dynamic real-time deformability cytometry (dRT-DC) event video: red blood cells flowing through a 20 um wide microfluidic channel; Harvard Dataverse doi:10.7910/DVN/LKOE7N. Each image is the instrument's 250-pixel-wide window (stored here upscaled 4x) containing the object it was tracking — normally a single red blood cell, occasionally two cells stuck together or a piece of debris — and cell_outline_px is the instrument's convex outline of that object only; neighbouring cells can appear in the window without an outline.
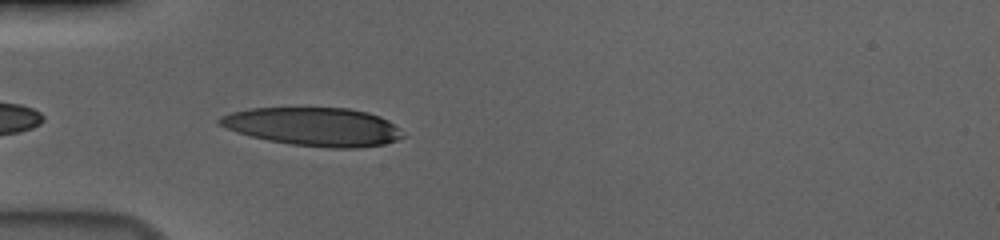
{"species": "human", "species_latin": "Homo sapiens", "temperature_condition": "cold", "stored_images_in_passage": 38, "camera_frame_rate_fps": 3000, "um_per_image_px": 0.085, "donor": {"sex": "male"}, "frame": {"image": 1, "passage_image": 2, "time_ms": 0.333, "image_size_px": [1000, 240], "cell_outline_px": [[404, 136], [396, 140], [384, 144], [356, 148], [328, 148], [292, 144], [268, 140], [236, 132], [216, 124], [216, 120], [220, 116], [232, 112], [252, 108], [348, 108], [368, 112], [380, 116], [388, 120], [400, 128]], "centroid_in_image_um": [26.65, 10.76], "position_along_channel_um": 58.4, "area_um2": 41.04}}
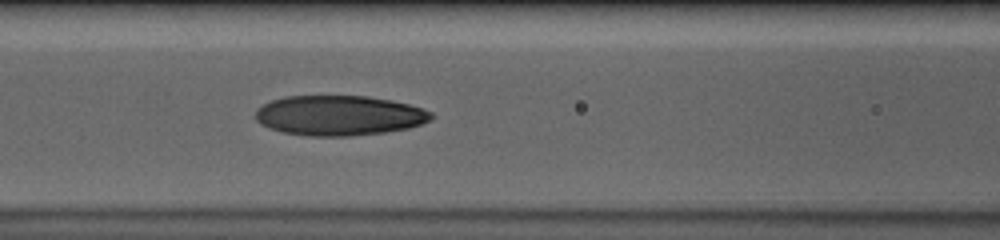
{"frame": {"image": 2, "passage_image": 9, "time_ms": 2.667, "image_size_px": [1000, 240], "cell_outline_px": [[432, 120], [408, 128], [384, 132], [348, 136], [308, 136], [284, 132], [268, 128], [260, 124], [256, 120], [256, 112], [264, 104], [272, 100], [284, 96], [368, 96], [392, 100], [424, 108], [432, 112]], "centroid_in_image_um": [28.84, 9.81], "position_along_channel_um": 137.8, "area_um2": 40.98}}
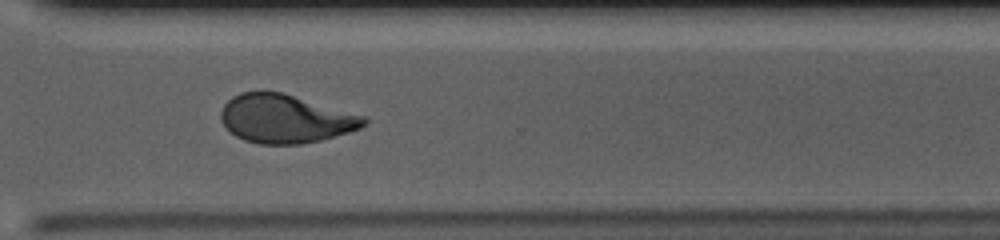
{"frame": {"image": 3, "passage_image": 26, "time_ms": 8.333, "image_size_px": [1000, 240], "cell_outline_px": [[368, 120], [360, 128], [348, 132], [320, 140], [300, 144], [260, 144], [244, 140], [236, 136], [220, 120], [220, 112], [224, 104], [232, 96], [240, 92], [280, 92], [368, 116]], "centroid_in_image_um": [24.26, 10.09], "position_along_channel_um": 346.3, "area_um2": 40.23}, "authors_computed_cell_mechanics": {"area_um2": 40.6623, "velocity_mm_per_s": 3.6846, "shape_relaxation_time_tau1_ms": 6.5794, "shape_relaxation_time_tau2_ms": 1.7619, "deformation_change_tau1": 0.2308, "deformation_change_tau2": 0.0807}}